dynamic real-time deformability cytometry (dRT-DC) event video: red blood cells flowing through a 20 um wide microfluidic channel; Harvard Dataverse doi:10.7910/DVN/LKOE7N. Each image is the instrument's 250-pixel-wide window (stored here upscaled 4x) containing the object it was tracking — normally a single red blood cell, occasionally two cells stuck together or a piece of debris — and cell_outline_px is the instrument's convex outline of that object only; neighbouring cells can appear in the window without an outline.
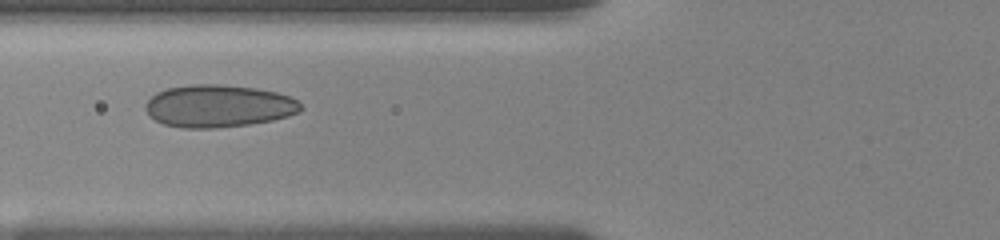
{"species": "human", "species_latin": "Homo sapiens", "temperature_condition": "room temperature", "stored_images_in_passage": 8, "camera_frame_rate_fps": 3000, "um_per_image_px": 0.085, "donor": {"sex": "female"}, "frame": {"image": 1, "passage_image": 2, "time_ms": 1.0, "image_size_px": [1000, 240], "cell_outline_px": [[304, 108], [300, 112], [288, 116], [272, 120], [248, 124], [216, 128], [184, 128], [164, 124], [156, 120], [144, 108], [144, 104], [156, 92], [168, 88], [192, 84], [220, 84], [256, 88], [276, 92], [288, 96], [296, 100]], "centroid_in_image_um": [18.58, 9.01], "position_along_channel_um": 107.2, "area_um2": 38.32}}
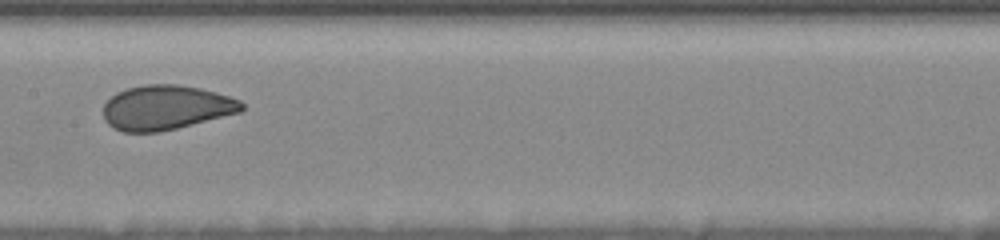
{"frame": {"image": 2, "passage_image": 4, "time_ms": 3.333, "image_size_px": [1000, 240], "cell_outline_px": [[244, 108], [240, 112], [160, 132], [124, 132], [112, 128], [104, 120], [104, 104], [116, 92], [128, 88], [144, 84], [176, 84], [200, 88], [216, 92], [240, 100], [244, 104]], "centroid_in_image_um": [14.09, 9.14], "position_along_channel_um": 193.3, "area_um2": 35.89}}
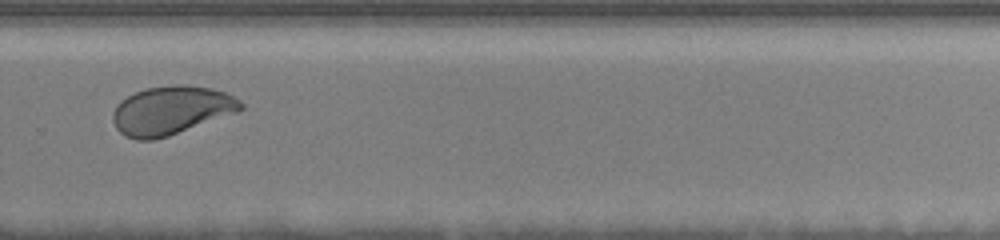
{"frame": {"image": 3, "passage_image": 7, "time_ms": 6.667, "image_size_px": [1000, 240], "cell_outline_px": [[244, 108], [236, 112], [168, 136], [152, 140], [136, 140], [124, 136], [116, 128], [112, 120], [112, 112], [116, 104], [120, 100], [136, 92], [148, 88], [172, 84], [188, 84], [212, 88], [224, 92], [240, 100], [244, 104]], "centroid_in_image_um": [14.52, 9.37], "position_along_channel_um": 315.3, "area_um2": 36.24}}